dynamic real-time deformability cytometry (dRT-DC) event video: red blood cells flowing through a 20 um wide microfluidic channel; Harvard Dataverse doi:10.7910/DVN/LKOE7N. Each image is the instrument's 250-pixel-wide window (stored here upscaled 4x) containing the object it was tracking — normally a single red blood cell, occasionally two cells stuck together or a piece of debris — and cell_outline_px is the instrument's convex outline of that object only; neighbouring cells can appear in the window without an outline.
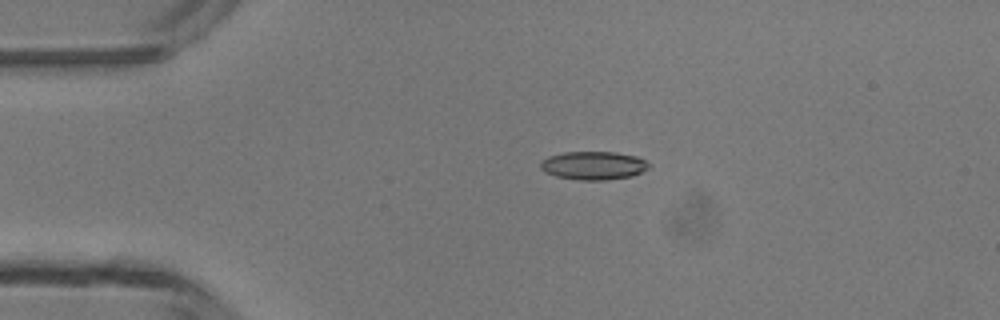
{"species": "common noctule bat (a hibernating species)", "species_latin": "Nyctalus noctula", "temperature_condition": "room temperature", "stored_images_in_passage": 2, "camera_frame_rate_fps": 3000, "um_per_image_px": 0.085, "animal": {"sex": "male", "body_mass_g": 13.3}, "frame": {"image": 1, "passage_image": 1, "time_ms": 0.0, "image_size_px": [1000, 320], "cell_outline_px": [[648, 168], [632, 176], [604, 180], [580, 180], [556, 176], [544, 172], [540, 168], [540, 164], [548, 156], [564, 152], [616, 152], [636, 156], [644, 160], [648, 164]], "centroid_in_image_um": [50.42, 14.07], "position_along_channel_um": 34.6, "area_um2": 17.74}}